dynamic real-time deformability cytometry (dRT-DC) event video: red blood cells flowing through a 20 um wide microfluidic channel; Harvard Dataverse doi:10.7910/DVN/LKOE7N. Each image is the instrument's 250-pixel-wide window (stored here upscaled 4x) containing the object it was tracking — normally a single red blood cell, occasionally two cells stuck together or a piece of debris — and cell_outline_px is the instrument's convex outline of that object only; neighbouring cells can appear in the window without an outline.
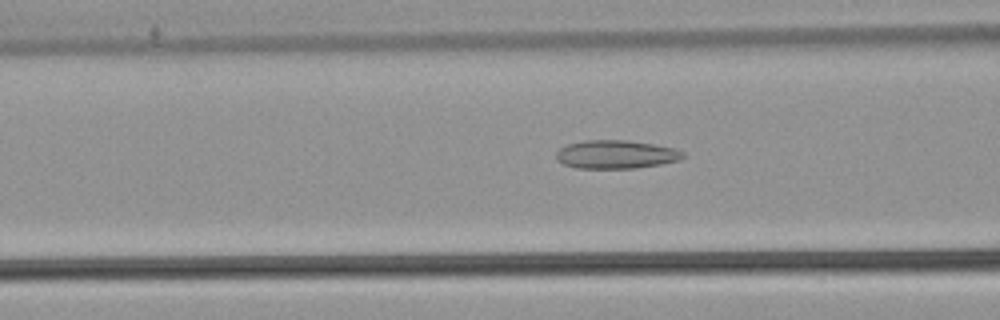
{"species": "common noctule bat (a hibernating species)", "species_latin": "Nyctalus noctula", "temperature_condition": "warm", "stored_images_in_passage": 54, "camera_frame_rate_fps": 3000, "um_per_image_px": 0.085, "animal": {"sex": "male", "body_mass_g": 21.5, "forearm_length_mm": 52.0}, "frame": {"image": 1, "passage_image": 22, "time_ms": 7.0, "image_size_px": [1000, 320], "cell_outline_px": [[684, 156], [680, 160], [660, 164], [636, 168], [576, 168], [564, 164], [556, 160], [556, 152], [560, 148], [568, 144], [584, 140], [628, 140], [652, 144], [672, 148], [684, 152]], "centroid_in_image_um": [52.33, 13.12], "position_along_channel_um": 114.3, "area_um2": 20.92}}
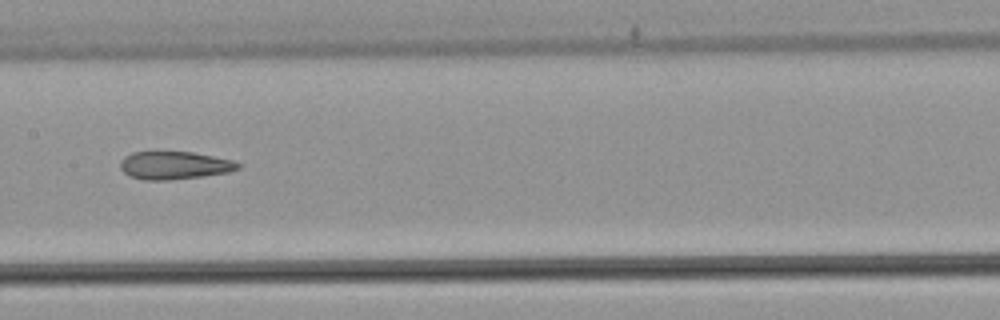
{"frame": {"image": 2, "passage_image": 28, "time_ms": 9.0, "image_size_px": [1000, 320], "cell_outline_px": [[240, 168], [228, 172], [200, 176], [168, 180], [144, 180], [132, 176], [124, 172], [120, 168], [120, 160], [124, 156], [132, 152], [192, 152], [232, 160], [240, 164]], "centroid_in_image_um": [14.79, 14.05], "position_along_channel_um": 192.6, "area_um2": 18.9}}
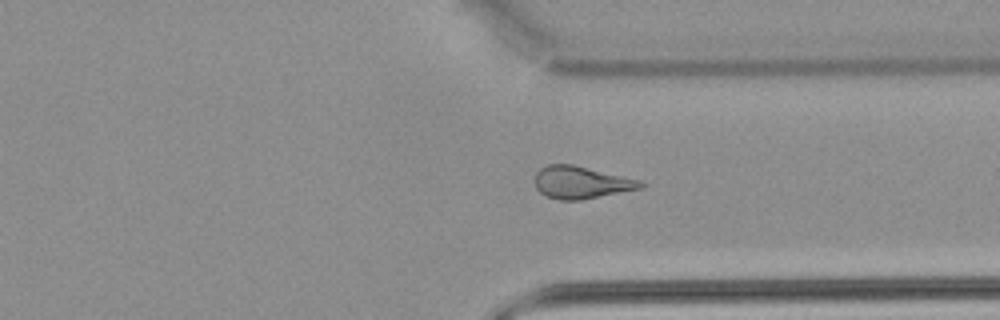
{"frame": {"image": 3, "passage_image": 41, "time_ms": 13.333, "image_size_px": [1000, 320], "cell_outline_px": [[644, 188], [580, 200], [560, 200], [548, 196], [540, 192], [536, 188], [536, 172], [540, 168], [548, 164], [572, 164], [640, 180], [644, 184]], "centroid_in_image_um": [49.41, 15.51], "position_along_channel_um": 362.0, "area_um2": 19.77}, "authors_computed_cell_mechanics": {"area_um2": 21.8195, "velocity_mm_per_s": 3.9025, "shape_relaxation_time_tau1_ms": null, "shape_relaxation_time_tau2_ms": 2.9277, "deformation_change_tau1": null, "deformation_change_tau2": 0.1269}}